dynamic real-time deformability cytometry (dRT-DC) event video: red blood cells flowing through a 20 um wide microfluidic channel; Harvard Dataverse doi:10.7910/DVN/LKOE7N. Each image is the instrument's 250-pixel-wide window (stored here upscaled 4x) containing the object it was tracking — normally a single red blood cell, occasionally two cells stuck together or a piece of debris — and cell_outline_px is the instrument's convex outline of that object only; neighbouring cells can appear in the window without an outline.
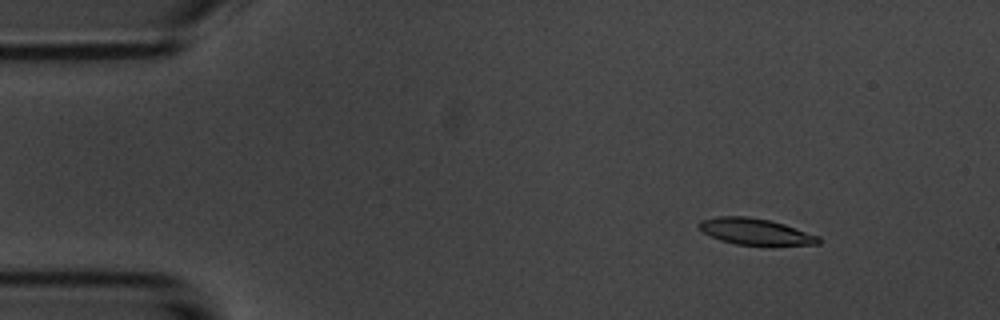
{"species": "common noctule bat (a hibernating species)", "species_latin": "Nyctalus noctula", "temperature_condition": "room temperature", "stored_images_in_passage": 5, "camera_frame_rate_fps": 3000, "um_per_image_px": 0.085, "animal": {"sex": "male", "body_mass_g": 20.1, "forearm_length_mm": 53.5}, "frame": {"image": 1, "passage_image": 2, "time_ms": 1.333, "image_size_px": [1000, 320], "cell_outline_px": [[820, 244], [772, 248], [736, 244], [720, 240], [704, 232], [696, 224], [700, 220], [716, 216], [748, 216], [768, 220], [784, 224], [820, 236]], "centroid_in_image_um": [64.28, 19.73], "position_along_channel_um": 20.7, "area_um2": 19.19}}